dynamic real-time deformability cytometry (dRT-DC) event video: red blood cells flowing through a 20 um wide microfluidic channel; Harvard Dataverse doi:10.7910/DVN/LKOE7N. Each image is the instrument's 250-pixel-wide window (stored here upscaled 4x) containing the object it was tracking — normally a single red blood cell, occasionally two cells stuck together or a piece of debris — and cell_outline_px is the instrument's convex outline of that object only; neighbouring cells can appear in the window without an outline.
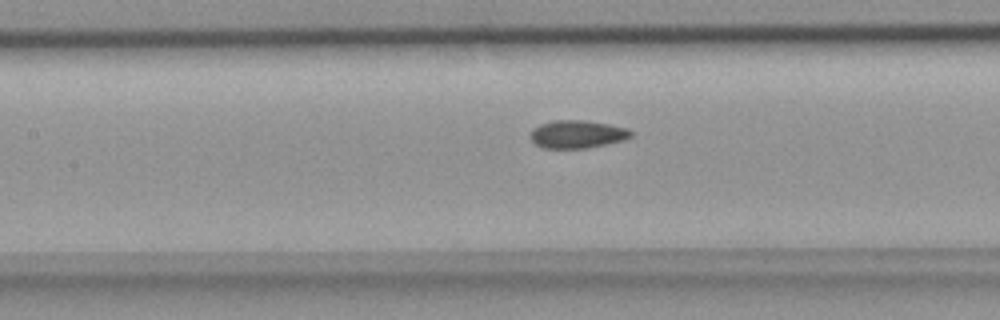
{"species": "common noctule bat (a hibernating species)", "species_latin": "Nyctalus noctula", "temperature_condition": "room temperature", "stored_images_in_passage": 34, "camera_frame_rate_fps": 3000, "um_per_image_px": 0.085, "animal": {"sex": "female", "body_mass_g": 18.4}, "frame": {"image": 1, "passage_image": 17, "time_ms": 5.333, "image_size_px": [1000, 320], "cell_outline_px": [[632, 136], [624, 140], [608, 144], [584, 148], [540, 148], [528, 136], [532, 128], [540, 124], [552, 120], [584, 120], [608, 124], [628, 128], [632, 132]], "centroid_in_image_um": [49.03, 11.4], "position_along_channel_um": 158.4, "area_um2": 16.53}}
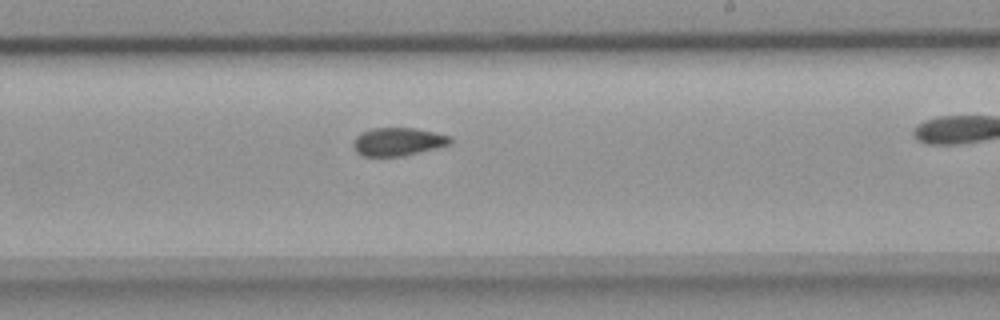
{"frame": {"image": 2, "passage_image": 24, "time_ms": 7.667, "image_size_px": [1000, 320], "cell_outline_px": [[452, 144], [404, 156], [360, 156], [352, 148], [352, 144], [356, 136], [372, 128], [416, 128], [436, 132], [452, 136]], "centroid_in_image_um": [33.84, 12.05], "position_along_channel_um": 255.2, "area_um2": 16.13}}
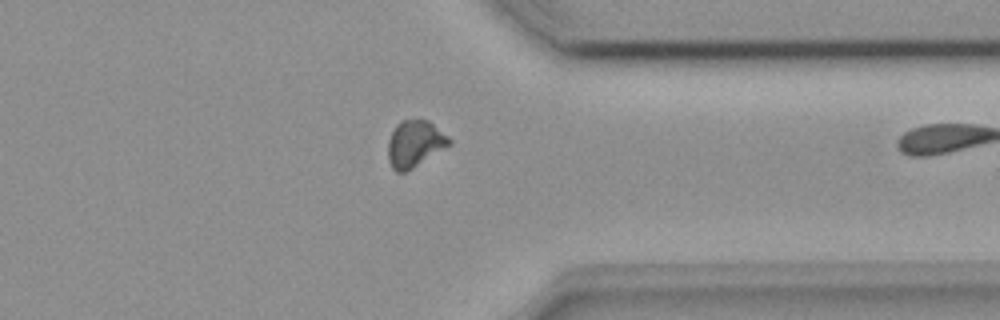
{"frame": {"image": 3, "passage_image": 33, "time_ms": 10.667, "image_size_px": [1000, 320], "cell_outline_px": [[452, 144], [412, 168], [404, 172], [396, 172], [392, 168], [388, 160], [388, 140], [396, 124], [400, 120], [428, 120], [448, 136], [452, 140]], "centroid_in_image_um": [35.25, 12.21], "position_along_channel_um": 376.1, "area_um2": 16.59}}